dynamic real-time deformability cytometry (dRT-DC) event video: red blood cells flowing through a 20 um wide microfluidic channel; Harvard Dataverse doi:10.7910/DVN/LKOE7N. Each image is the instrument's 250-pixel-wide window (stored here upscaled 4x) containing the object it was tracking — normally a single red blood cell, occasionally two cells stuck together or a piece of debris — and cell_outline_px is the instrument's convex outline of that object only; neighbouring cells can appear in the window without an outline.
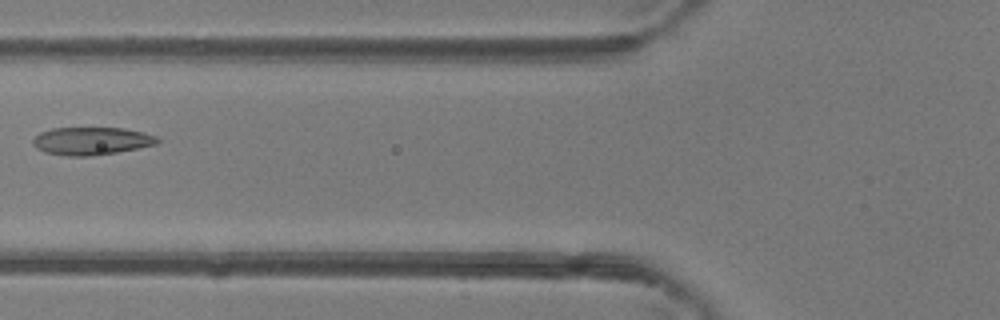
{"species": "common noctule bat (a hibernating species)", "species_latin": "Nyctalus noctula", "temperature_condition": "room temperature", "stored_images_in_passage": 4, "camera_frame_rate_fps": 3000, "um_per_image_px": 0.085, "animal": {"sex": "female"}, "frame": {"image": 1, "passage_image": 4, "time_ms": 1.0, "image_size_px": [1000, 320], "cell_outline_px": [[160, 144], [140, 148], [92, 156], [68, 156], [44, 152], [36, 148], [32, 144], [32, 140], [40, 132], [52, 128], [124, 128], [144, 132], [156, 136], [160, 140]], "centroid_in_image_um": [7.8, 11.98], "position_along_channel_um": 118.0, "area_um2": 20.35}}